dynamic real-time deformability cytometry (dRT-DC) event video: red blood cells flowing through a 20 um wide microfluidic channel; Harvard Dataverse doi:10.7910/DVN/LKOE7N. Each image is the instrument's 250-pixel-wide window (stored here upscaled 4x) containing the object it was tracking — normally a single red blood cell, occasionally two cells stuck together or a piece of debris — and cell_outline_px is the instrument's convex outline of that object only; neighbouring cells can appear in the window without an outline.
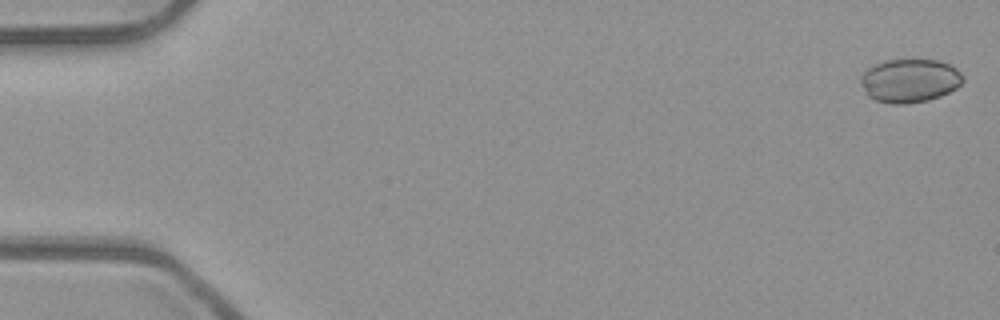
{"species": "common noctule bat (a hibernating species)", "species_latin": "Nyctalus noctula", "temperature_condition": "room temperature", "stored_images_in_passage": 54, "camera_frame_rate_fps": 3000, "um_per_image_px": 0.085, "animal": {"sex": "male", "body_mass_g": 23.1, "forearm_length_mm": 52.7}, "frame": {"image": 1, "passage_image": 2, "time_ms": 0.333, "image_size_px": [1000, 320], "cell_outline_px": [[964, 80], [956, 88], [940, 96], [928, 100], [908, 104], [892, 104], [876, 100], [868, 96], [864, 92], [860, 84], [860, 76], [868, 68], [884, 60], [940, 60], [956, 68], [964, 76]], "centroid_in_image_um": [77.31, 6.86], "position_along_channel_um": 7.7, "area_um2": 26.07}}
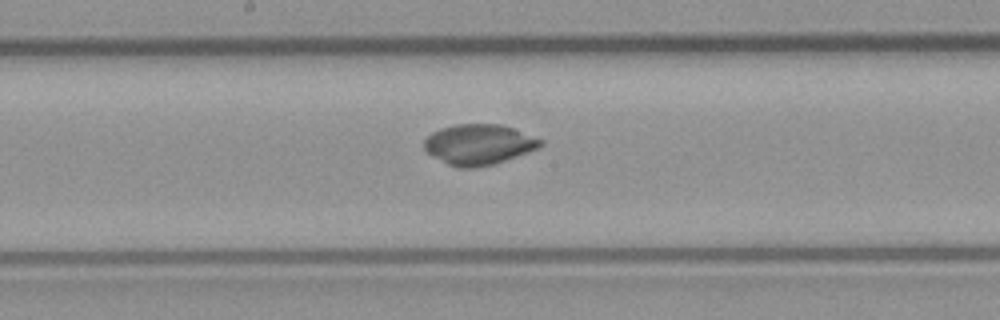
{"frame": {"image": 2, "passage_image": 29, "time_ms": 9.333, "image_size_px": [1000, 320], "cell_outline_px": [[544, 144], [540, 148], [492, 164], [472, 168], [456, 168], [448, 164], [428, 152], [424, 148], [424, 140], [432, 132], [440, 128], [456, 124], [500, 124], [512, 128], [544, 140]], "centroid_in_image_um": [40.71, 12.27], "position_along_channel_um": 207.5, "area_um2": 27.22}}
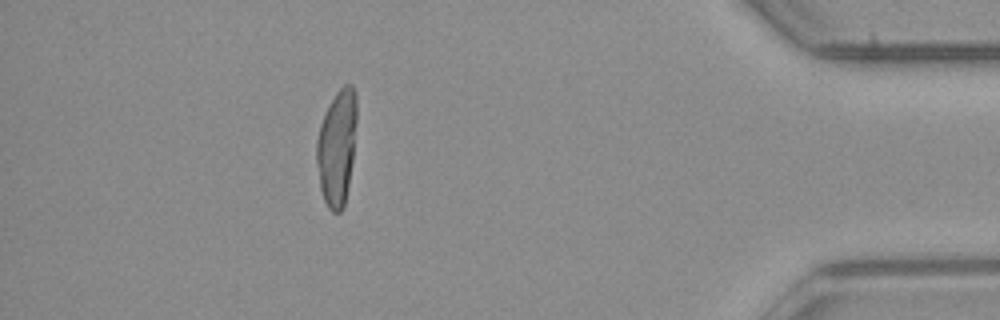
{"frame": {"image": 3, "passage_image": 48, "time_ms": 15.667, "image_size_px": [1000, 320], "cell_outline_px": [[356, 120], [352, 160], [344, 208], [340, 212], [332, 212], [328, 208], [324, 200], [320, 188], [316, 164], [316, 140], [320, 124], [336, 92], [344, 84], [352, 84], [356, 96]], "centroid_in_image_um": [28.62, 12.55], "position_along_channel_um": 406.6, "area_um2": 26.82}, "authors_computed_cell_mechanics": {"area_um2": 26.877, "velocity_mm_per_s": 3.9602, "shape_relaxation_time_tau1_ms": null, "shape_relaxation_time_tau2_ms": 2.8054, "deformation_change_tau1": null, "deformation_change_tau2": 0.0364}}